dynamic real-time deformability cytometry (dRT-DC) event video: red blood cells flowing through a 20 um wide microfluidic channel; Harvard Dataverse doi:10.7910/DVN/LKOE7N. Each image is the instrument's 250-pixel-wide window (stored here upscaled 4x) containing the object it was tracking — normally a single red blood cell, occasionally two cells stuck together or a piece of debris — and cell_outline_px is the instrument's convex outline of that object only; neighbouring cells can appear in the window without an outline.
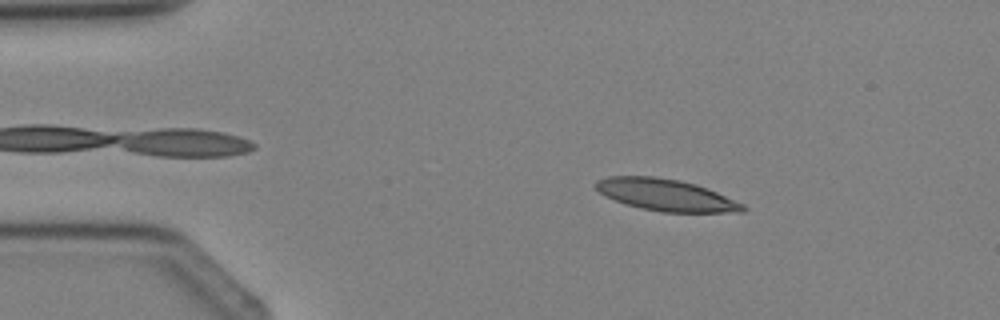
{"species": "Egyptian fruit bat (a non-hibernating species)", "species_latin": "Rousettus aegyptiacus", "temperature_condition": "cold", "stored_images_in_passage": 2, "camera_frame_rate_fps": 3000, "um_per_image_px": 0.085, "animal": {"sex": "female"}, "frame": {"image": 1, "passage_image": 1, "time_ms": 0.0, "image_size_px": [1000, 320], "cell_outline_px": [[748, 208], [744, 212], [660, 212], [640, 208], [624, 204], [604, 196], [596, 188], [596, 180], [608, 176], [652, 176], [680, 180], [696, 184], [716, 192], [744, 204]], "centroid_in_image_um": [56.59, 16.58], "position_along_channel_um": 28.4, "area_um2": 27.28}}